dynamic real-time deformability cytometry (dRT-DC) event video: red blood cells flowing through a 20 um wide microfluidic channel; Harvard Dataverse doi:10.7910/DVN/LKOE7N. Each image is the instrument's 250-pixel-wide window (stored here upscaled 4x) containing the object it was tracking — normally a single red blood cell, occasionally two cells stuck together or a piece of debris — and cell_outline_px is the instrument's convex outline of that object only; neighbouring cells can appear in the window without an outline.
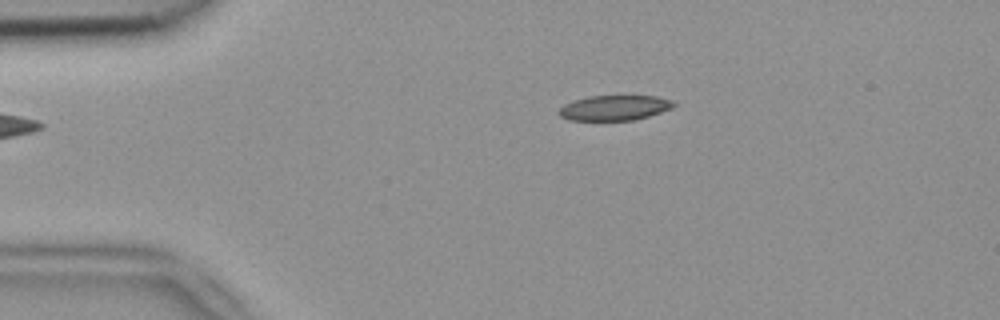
{"species": "common noctule bat (a hibernating species)", "species_latin": "Nyctalus noctula", "temperature_condition": "room temperature", "stored_images_in_passage": 42, "camera_frame_rate_fps": 3000, "um_per_image_px": 0.085, "animal": {"sex": "female", "body_mass_g": 18.4}, "frame": {"image": 1, "passage_image": 1, "time_ms": 0.0, "image_size_px": [1000, 320], "cell_outline_px": [[676, 104], [672, 108], [636, 120], [568, 120], [560, 116], [556, 112], [564, 104], [572, 100], [588, 96], [656, 96], [672, 100]], "centroid_in_image_um": [52.19, 9.16], "position_along_channel_um": 32.8, "area_um2": 16.88}}
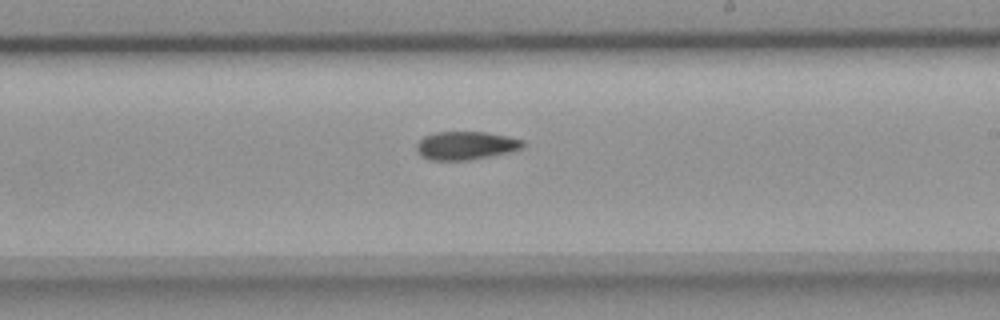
{"frame": {"image": 2, "passage_image": 21, "time_ms": 6.667, "image_size_px": [1000, 320], "cell_outline_px": [[524, 144], [520, 148], [508, 152], [468, 160], [428, 160], [420, 156], [416, 148], [416, 144], [424, 136], [436, 132], [484, 132], [508, 136], [524, 140]], "centroid_in_image_um": [39.55, 12.37], "position_along_channel_um": 249.5, "area_um2": 17.4}}
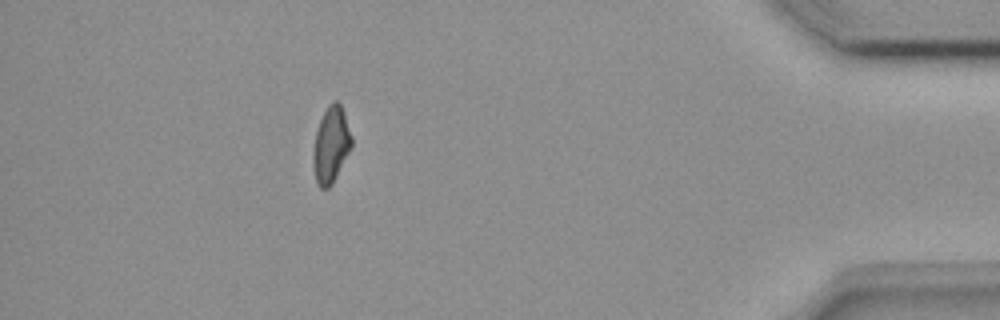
{"frame": {"image": 3, "passage_image": 37, "time_ms": 12.0, "image_size_px": [1000, 320], "cell_outline_px": [[352, 148], [332, 184], [328, 188], [320, 188], [316, 180], [312, 160], [312, 152], [316, 132], [320, 120], [328, 104], [332, 100], [336, 100], [340, 104], [344, 112], [352, 136]], "centroid_in_image_um": [28.14, 12.3], "position_along_channel_um": 407.1, "area_um2": 17.17}}